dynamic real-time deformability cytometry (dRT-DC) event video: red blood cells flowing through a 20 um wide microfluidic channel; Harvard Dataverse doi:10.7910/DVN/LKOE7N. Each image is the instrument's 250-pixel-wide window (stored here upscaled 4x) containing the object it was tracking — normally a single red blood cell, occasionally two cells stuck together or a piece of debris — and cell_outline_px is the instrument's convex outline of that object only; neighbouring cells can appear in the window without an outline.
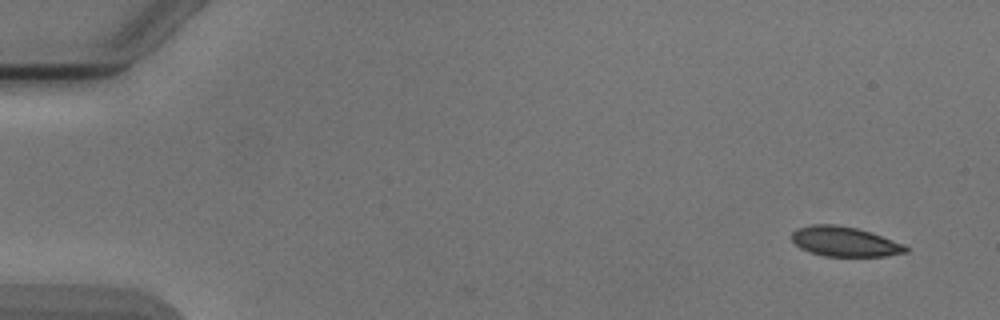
{"species": "Egyptian fruit bat (a non-hibernating species)", "species_latin": "Rousettus aegyptiacus", "temperature_condition": "cold", "stored_images_in_passage": 6, "camera_frame_rate_fps": 3000, "um_per_image_px": 0.085, "animal": {"sex": "male"}, "frame": {"image": 1, "passage_image": 1, "time_ms": 0.0, "image_size_px": [1000, 320], "cell_outline_px": [[908, 252], [884, 256], [824, 256], [808, 252], [800, 248], [792, 240], [792, 232], [796, 228], [812, 224], [836, 224], [856, 228], [872, 232], [904, 244], [908, 248]], "centroid_in_image_um": [71.78, 20.53], "position_along_channel_um": 13.2, "area_um2": 19.94}}
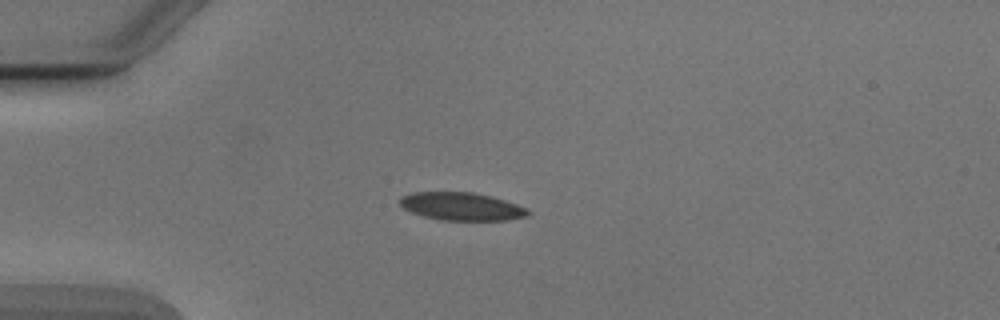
{"frame": {"image": 2, "passage_image": 4, "time_ms": 3.667, "image_size_px": [1000, 320], "cell_outline_px": [[532, 212], [528, 216], [508, 220], [440, 220], [424, 216], [412, 212], [404, 208], [396, 200], [400, 196], [412, 192], [472, 192], [492, 196], [528, 208]], "centroid_in_image_um": [39.23, 17.54], "position_along_channel_um": 45.8, "area_um2": 21.04}}
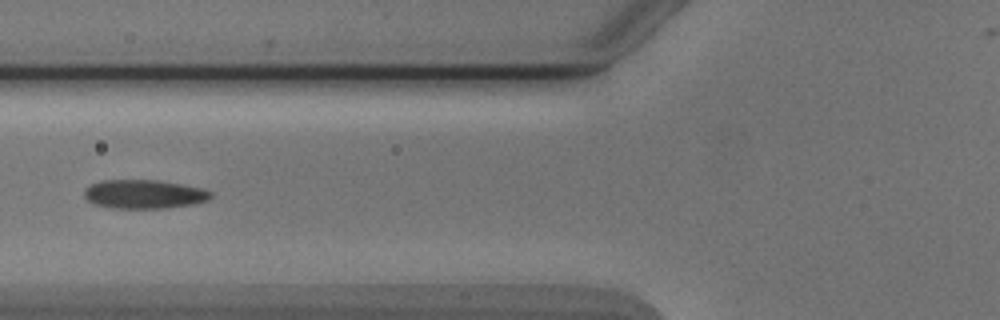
{"frame": {"image": 3, "passage_image": 6, "time_ms": 6.0, "image_size_px": [1000, 320], "cell_outline_px": [[212, 196], [208, 200], [196, 204], [164, 208], [112, 208], [92, 204], [84, 196], [84, 188], [100, 180], [156, 180], [204, 188], [212, 192]], "centroid_in_image_um": [12.24, 16.51], "position_along_channel_um": 113.6, "area_um2": 21.44}}